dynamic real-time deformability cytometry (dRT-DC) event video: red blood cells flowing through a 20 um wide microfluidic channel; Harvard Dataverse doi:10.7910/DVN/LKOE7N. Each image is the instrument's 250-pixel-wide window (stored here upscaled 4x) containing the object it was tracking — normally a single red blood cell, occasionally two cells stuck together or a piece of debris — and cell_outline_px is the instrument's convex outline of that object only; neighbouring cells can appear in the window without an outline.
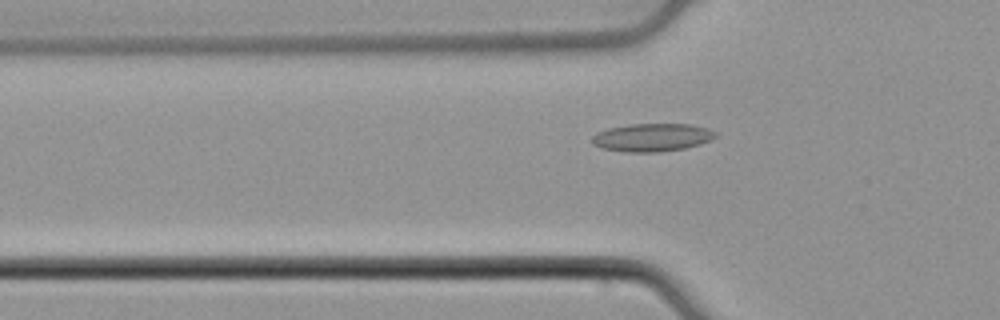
{"species": "common noctule bat (a hibernating species)", "species_latin": "Nyctalus noctula", "temperature_condition": "cold", "stored_images_in_passage": 47, "camera_frame_rate_fps": 3000, "um_per_image_px": 0.085, "animal": {"sex": "male", "body_mass_g": 21.5, "forearm_length_mm": 52.0}, "frame": {"image": 1, "passage_image": 11, "time_ms": 3.333, "image_size_px": [1000, 320], "cell_outline_px": [[716, 136], [700, 144], [684, 148], [660, 152], [624, 152], [604, 148], [592, 144], [592, 136], [596, 132], [608, 128], [628, 124], [692, 124], [708, 128], [716, 132]], "centroid_in_image_um": [55.4, 11.67], "position_along_channel_um": 70.4, "area_um2": 20.17}}
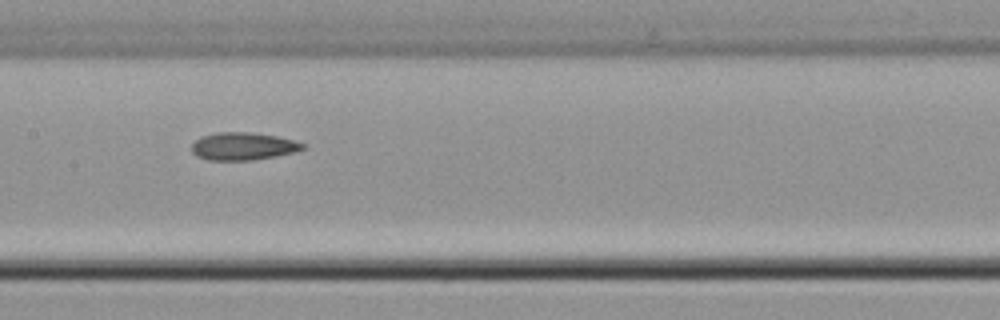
{"frame": {"image": 2, "passage_image": 20, "time_ms": 6.333, "image_size_px": [1000, 320], "cell_outline_px": [[308, 144], [304, 148], [296, 152], [276, 156], [252, 160], [208, 160], [196, 156], [192, 152], [192, 144], [200, 136], [216, 132], [248, 132], [276, 136], [296, 140]], "centroid_in_image_um": [20.68, 12.43], "position_along_channel_um": 186.7, "area_um2": 18.09}}
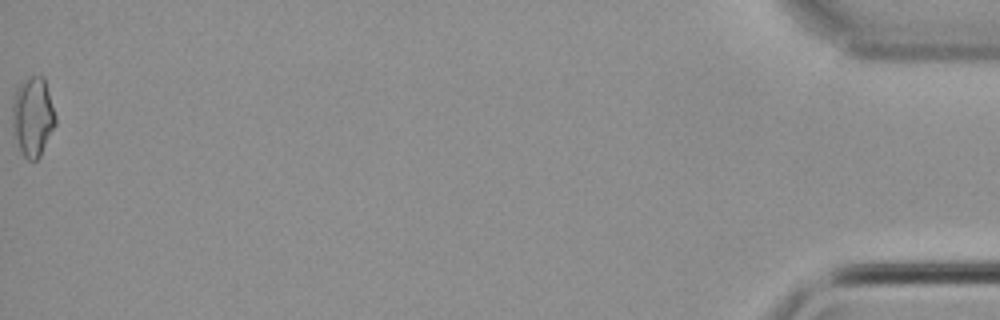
{"frame": {"image": 3, "passage_image": 47, "time_ms": 15.333, "image_size_px": [1000, 320], "cell_outline_px": [[56, 124], [40, 156], [36, 160], [28, 160], [20, 152], [12, 132], [12, 104], [16, 88], [24, 80], [32, 76], [44, 76], [56, 116]], "centroid_in_image_um": [2.77, 9.93], "position_along_channel_um": 432.4, "area_um2": 20.17}, "authors_computed_cell_mechanics": {"area_um2": 18.0336, "velocity_mm_per_s": 3.8732, "shape_relaxation_time_tau1_ms": null, "shape_relaxation_time_tau2_ms": 3.9797, "deformation_change_tau1": null, "deformation_change_tau2": 0.1115}}